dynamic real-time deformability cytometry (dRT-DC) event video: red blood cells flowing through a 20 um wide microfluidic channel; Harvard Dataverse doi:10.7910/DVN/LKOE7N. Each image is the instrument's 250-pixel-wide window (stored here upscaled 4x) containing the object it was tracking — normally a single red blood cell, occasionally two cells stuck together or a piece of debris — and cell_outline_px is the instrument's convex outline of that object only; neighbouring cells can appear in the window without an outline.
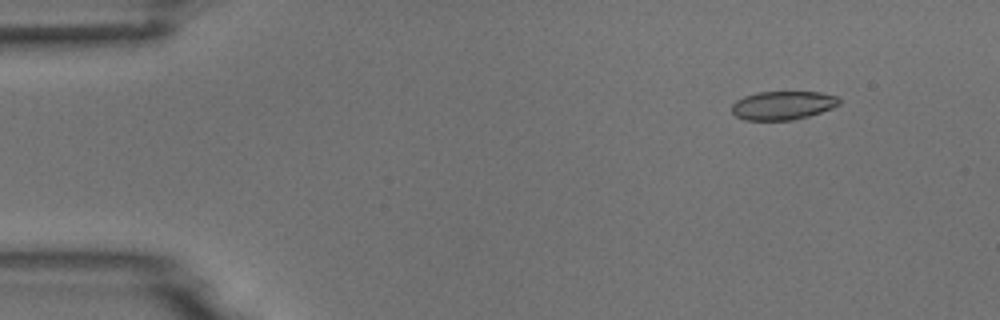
{"species": "common noctule bat (a hibernating species)", "species_latin": "Nyctalus noctula", "temperature_condition": "room temperature", "stored_images_in_passage": 5, "camera_frame_rate_fps": 3000, "um_per_image_px": 0.085, "animal": {"sex": "male", "body_mass_g": 18.8}, "frame": {"image": 1, "passage_image": 2, "time_ms": 1.333, "image_size_px": [1000, 320], "cell_outline_px": [[840, 104], [832, 108], [808, 116], [792, 120], [744, 120], [736, 116], [732, 112], [732, 104], [736, 100], [744, 96], [760, 92], [820, 92], [836, 96], [840, 100]], "centroid_in_image_um": [66.53, 8.96], "position_along_channel_um": 18.5, "area_um2": 17.86}}
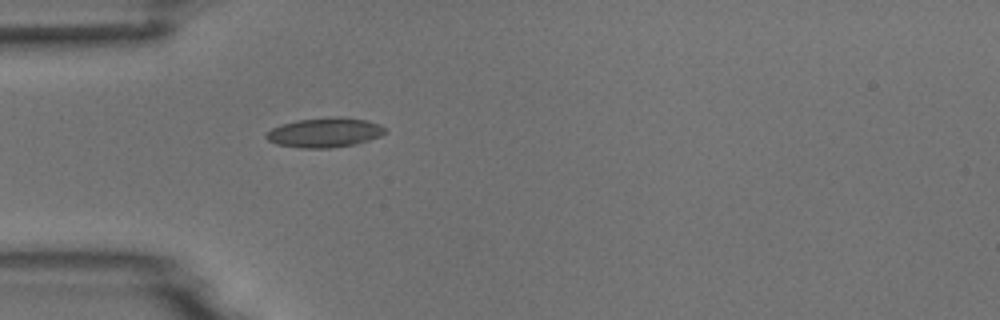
{"frame": {"image": 2, "passage_image": 5, "time_ms": 4.667, "image_size_px": [1000, 320], "cell_outline_px": [[388, 132], [380, 136], [368, 140], [352, 144], [332, 148], [304, 148], [276, 144], [268, 140], [264, 136], [272, 128], [280, 124], [296, 120], [332, 116], [340, 116], [364, 120], [380, 124]], "centroid_in_image_um": [27.58, 11.25], "position_along_channel_um": 57.4, "area_um2": 20.52}}